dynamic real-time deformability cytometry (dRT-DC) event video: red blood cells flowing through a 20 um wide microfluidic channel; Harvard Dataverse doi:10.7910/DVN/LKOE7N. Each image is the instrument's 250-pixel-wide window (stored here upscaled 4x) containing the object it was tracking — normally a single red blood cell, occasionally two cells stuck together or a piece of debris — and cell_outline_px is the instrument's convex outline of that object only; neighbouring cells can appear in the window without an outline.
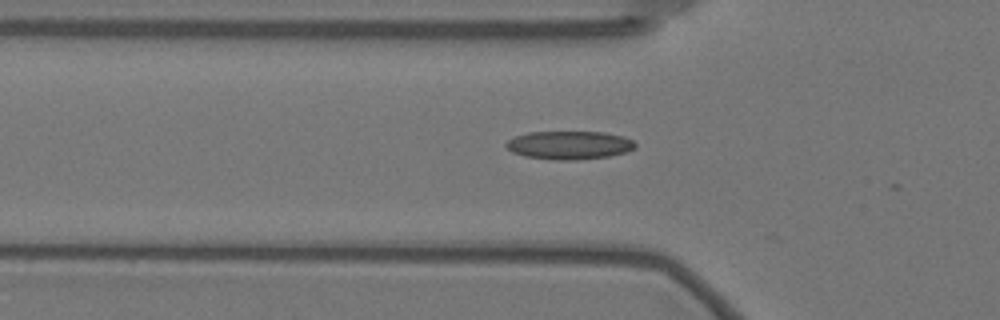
{"species": "Egyptian fruit bat (a non-hibernating species)", "species_latin": "Rousettus aegyptiacus", "temperature_condition": "warm", "stored_images_in_passage": 36, "camera_frame_rate_fps": 3000, "um_per_image_px": 0.085, "animal": {"sex": "female"}, "frame": {"image": 1, "passage_image": 4, "time_ms": 1.0, "image_size_px": [1000, 320], "cell_outline_px": [[636, 148], [628, 152], [608, 156], [576, 160], [556, 160], [524, 156], [512, 152], [504, 144], [508, 140], [516, 136], [528, 132], [604, 132], [624, 136], [632, 140], [636, 144]], "centroid_in_image_um": [48.41, 12.34], "position_along_channel_um": 77.4, "area_um2": 21.39}}
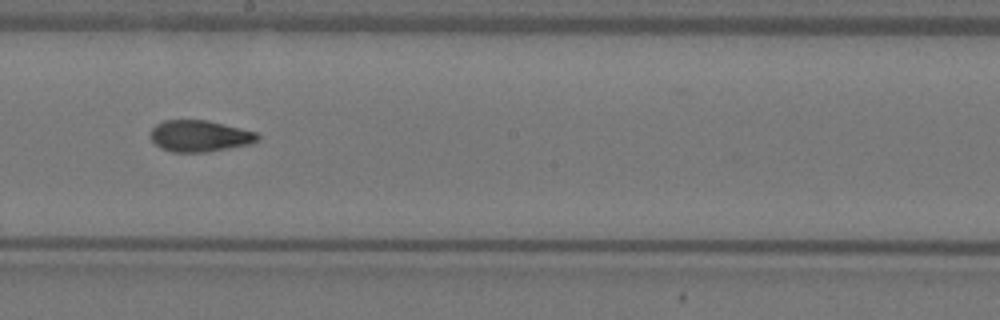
{"frame": {"image": 2, "passage_image": 17, "time_ms": 5.333, "image_size_px": [1000, 320], "cell_outline_px": [[260, 136], [256, 140], [248, 144], [228, 148], [204, 152], [172, 152], [160, 148], [152, 140], [152, 128], [156, 124], [164, 120], [208, 120], [256, 132]], "centroid_in_image_um": [16.95, 11.55], "position_along_channel_um": 231.3, "area_um2": 19.36}}
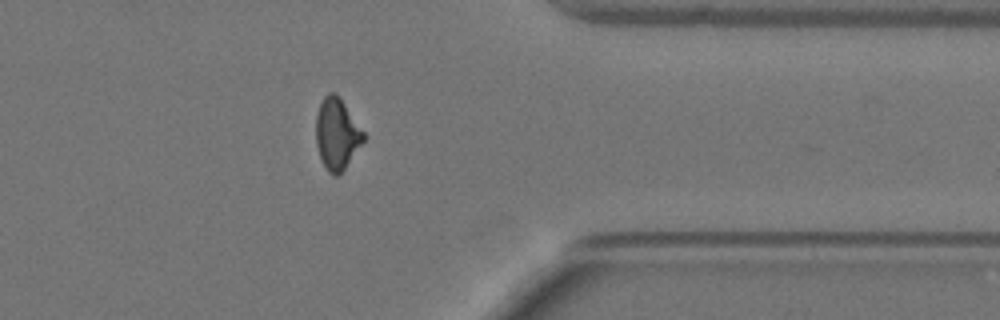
{"frame": {"image": 3, "passage_image": 31, "time_ms": 10.0, "image_size_px": [1000, 320], "cell_outline_px": [[364, 140], [344, 168], [336, 176], [332, 176], [328, 172], [320, 160], [316, 144], [316, 116], [320, 104], [324, 96], [328, 92], [336, 92], [364, 132]], "centroid_in_image_um": [28.6, 11.38], "position_along_channel_um": 382.8, "area_um2": 19.54}, "authors_computed_cell_mechanics": {"area_um2": 19.7387, "velocity_mm_per_s": 3.5201, "shape_relaxation_time_tau1_ms": 6.1048, "shape_relaxation_time_tau2_ms": 1.6798, "deformation_change_tau1": 0.1929, "deformation_change_tau2": 0.0802}}